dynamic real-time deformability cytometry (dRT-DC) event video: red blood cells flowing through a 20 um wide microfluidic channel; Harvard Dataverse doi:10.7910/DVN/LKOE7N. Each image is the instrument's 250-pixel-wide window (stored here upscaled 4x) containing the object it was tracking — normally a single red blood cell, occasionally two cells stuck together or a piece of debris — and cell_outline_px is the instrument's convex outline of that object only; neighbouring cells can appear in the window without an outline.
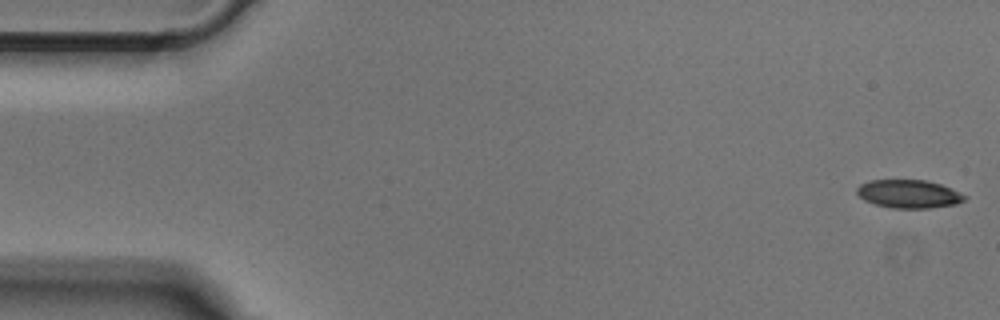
{"species": "Egyptian fruit bat (a non-hibernating species)", "species_latin": "Rousettus aegyptiacus", "temperature_condition": "cold", "stored_images_in_passage": 44, "camera_frame_rate_fps": 3000, "um_per_image_px": 0.085, "animal": {"sex": "male"}, "frame": {"image": 1, "passage_image": 1, "time_ms": 0.0, "image_size_px": [1000, 320], "cell_outline_px": [[968, 196], [964, 200], [956, 204], [928, 208], [892, 208], [876, 204], [864, 200], [856, 192], [856, 188], [860, 184], [868, 180], [928, 180], [940, 184]], "centroid_in_image_um": [77.23, 16.48], "position_along_channel_um": 7.8, "area_um2": 17.69}}
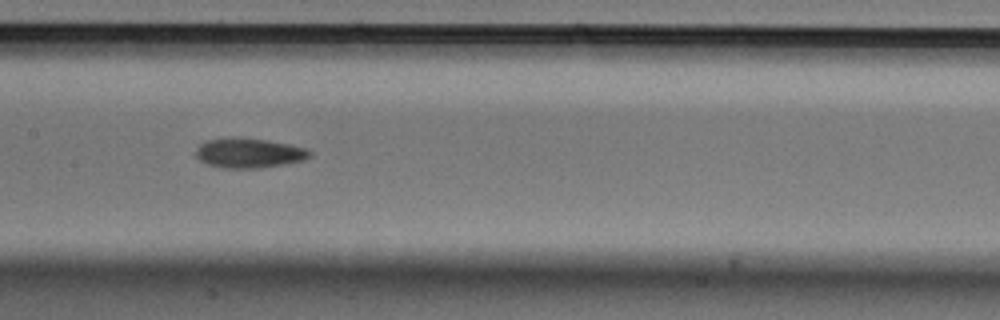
{"frame": {"image": 2, "passage_image": 24, "time_ms": 7.667, "image_size_px": [1000, 320], "cell_outline_px": [[312, 156], [304, 160], [284, 164], [260, 168], [220, 168], [208, 164], [200, 160], [196, 156], [196, 148], [204, 140], [232, 136], [240, 136], [268, 140], [288, 144], [304, 148], [312, 152]], "centroid_in_image_um": [21.13, 12.99], "position_along_channel_um": 186.3, "area_um2": 20.11}}
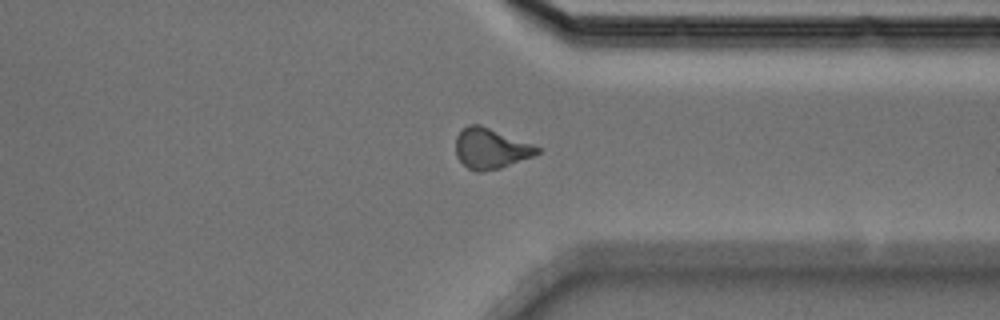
{"frame": {"image": 3, "passage_image": 38, "time_ms": 12.333, "image_size_px": [1000, 320], "cell_outline_px": [[540, 152], [532, 156], [500, 168], [484, 172], [476, 172], [468, 168], [456, 156], [456, 136], [468, 124], [480, 124], [532, 144], [540, 148]], "centroid_in_image_um": [41.69, 12.63], "position_along_channel_um": 369.7, "area_um2": 19.02}}